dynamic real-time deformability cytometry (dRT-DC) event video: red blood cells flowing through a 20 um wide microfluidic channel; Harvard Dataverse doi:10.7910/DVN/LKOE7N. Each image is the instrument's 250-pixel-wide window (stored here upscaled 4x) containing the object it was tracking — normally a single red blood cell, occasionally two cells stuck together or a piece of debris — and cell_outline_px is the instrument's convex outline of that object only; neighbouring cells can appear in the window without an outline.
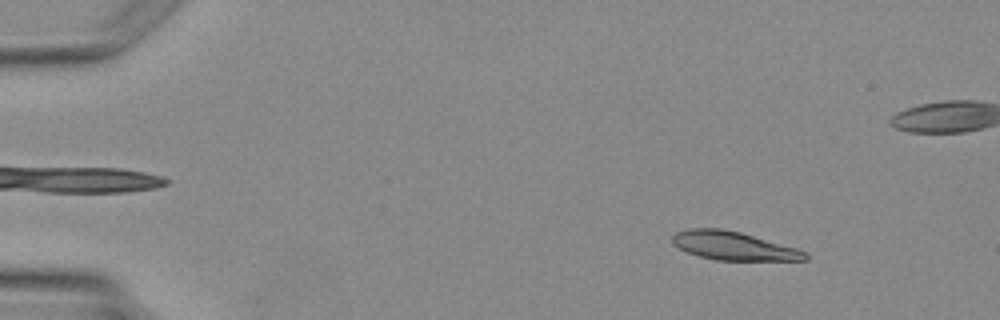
{"species": "Egyptian fruit bat (a non-hibernating species)", "species_latin": "Rousettus aegyptiacus", "temperature_condition": "warm", "stored_images_in_passage": 4, "camera_frame_rate_fps": 3000, "um_per_image_px": 0.085, "animal": {"sex": "female"}, "frame": {"image": 1, "passage_image": 1, "time_ms": 0.0, "image_size_px": [1000, 320], "cell_outline_px": [[808, 260], [716, 260], [700, 256], [688, 252], [672, 244], [672, 236], [676, 232], [688, 228], [720, 228], [740, 232], [796, 248], [808, 252]], "centroid_in_image_um": [62.34, 20.89], "position_along_channel_um": 22.7, "area_um2": 21.91}}